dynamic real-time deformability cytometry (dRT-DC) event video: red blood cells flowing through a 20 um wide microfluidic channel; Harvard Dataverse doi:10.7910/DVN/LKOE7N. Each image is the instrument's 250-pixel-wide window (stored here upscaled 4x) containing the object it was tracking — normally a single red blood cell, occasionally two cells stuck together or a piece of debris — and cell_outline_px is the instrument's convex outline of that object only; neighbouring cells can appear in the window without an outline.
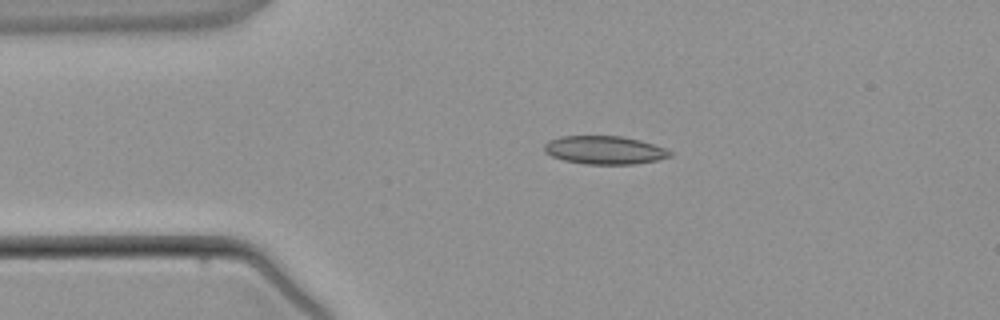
{"species": "common noctule bat (a hibernating species)", "species_latin": "Nyctalus noctula", "temperature_condition": "warm", "stored_images_in_passage": 2, "camera_frame_rate_fps": 3000, "um_per_image_px": 0.085, "animal": {"sex": "male", "body_mass_g": 21.5, "forearm_length_mm": 52.0}, "frame": {"image": 1, "passage_image": 1, "time_ms": 0.0, "image_size_px": [1000, 320], "cell_outline_px": [[672, 156], [656, 160], [636, 164], [584, 164], [564, 160], [552, 156], [544, 152], [544, 144], [548, 140], [560, 136], [620, 136], [640, 140], [664, 148], [672, 152]], "centroid_in_image_um": [51.36, 12.75], "position_along_channel_um": 33.6, "area_um2": 20.69}}